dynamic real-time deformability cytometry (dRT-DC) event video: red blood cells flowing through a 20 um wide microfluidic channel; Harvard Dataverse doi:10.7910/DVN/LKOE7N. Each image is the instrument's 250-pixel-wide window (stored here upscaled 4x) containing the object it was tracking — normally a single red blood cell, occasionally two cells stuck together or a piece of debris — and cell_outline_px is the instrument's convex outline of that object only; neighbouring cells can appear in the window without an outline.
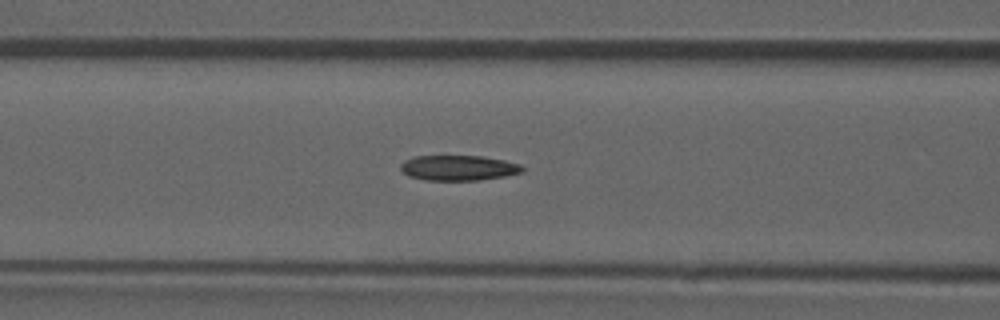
{"species": "common noctule bat (a hibernating species)", "species_latin": "Nyctalus noctula", "temperature_condition": "room temperature", "stored_images_in_passage": 27, "camera_frame_rate_fps": 3000, "um_per_image_px": 0.085, "animal": {"sex": "male", "forearm_length_mm": 52.5}, "frame": {"image": 1, "passage_image": 5, "time_ms": 1.333, "image_size_px": [1000, 320], "cell_outline_px": [[524, 172], [504, 176], [480, 180], [424, 180], [408, 176], [400, 168], [400, 164], [404, 160], [416, 156], [480, 156], [504, 160], [520, 164], [524, 168]], "centroid_in_image_um": [38.97, 14.27], "position_along_channel_um": 127.6, "area_um2": 17.92}}